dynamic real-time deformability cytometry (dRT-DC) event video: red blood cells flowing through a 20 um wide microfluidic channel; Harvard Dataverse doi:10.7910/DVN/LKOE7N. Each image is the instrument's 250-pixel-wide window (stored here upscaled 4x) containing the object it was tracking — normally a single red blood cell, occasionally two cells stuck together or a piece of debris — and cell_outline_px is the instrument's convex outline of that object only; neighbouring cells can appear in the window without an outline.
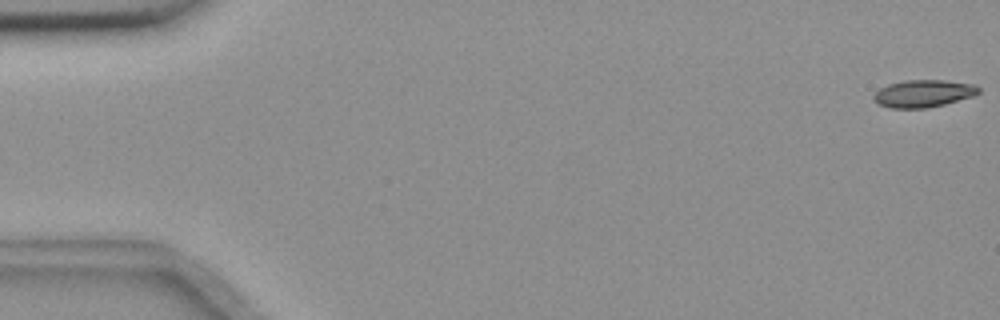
{"species": "common noctule bat (a hibernating species)", "species_latin": "Nyctalus noctula", "temperature_condition": "room temperature", "stored_images_in_passage": 56, "camera_frame_rate_fps": 3000, "um_per_image_px": 0.085, "animal": {"sex": "female", "body_mass_g": 18.4}, "frame": {"image": 1, "passage_image": 1, "time_ms": 0.0, "image_size_px": [1000, 320], "cell_outline_px": [[980, 92], [972, 96], [944, 104], [928, 108], [892, 108], [880, 104], [872, 100], [872, 96], [880, 88], [888, 84], [904, 80], [944, 80], [976, 84], [980, 88]], "centroid_in_image_um": [78.49, 7.94], "position_along_channel_um": 6.5, "area_um2": 16.76}}
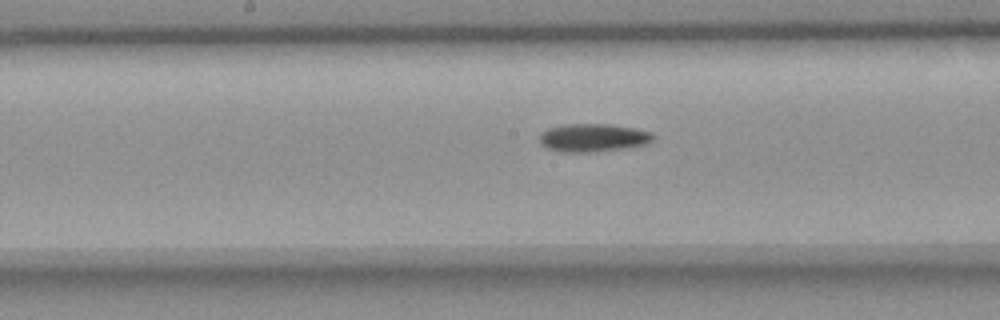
{"frame": {"image": 2, "passage_image": 29, "time_ms": 9.333, "image_size_px": [1000, 320], "cell_outline_px": [[656, 136], [648, 144], [624, 148], [596, 152], [560, 152], [548, 148], [540, 144], [540, 132], [548, 128], [564, 124], [608, 124], [632, 128], [652, 132]], "centroid_in_image_um": [50.4, 11.71], "position_along_channel_um": 197.8, "area_um2": 18.73}}
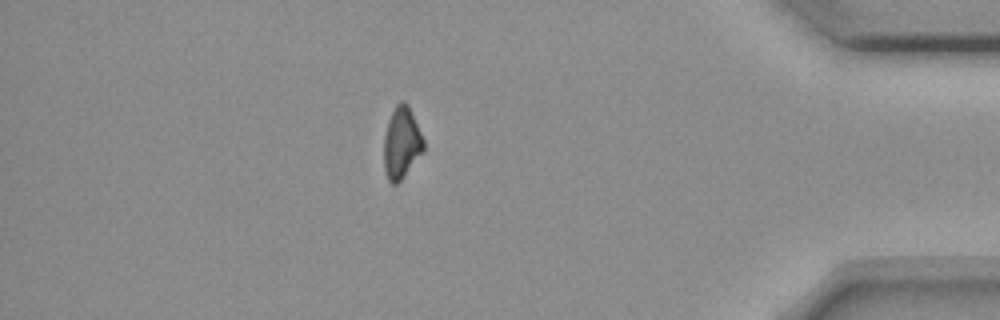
{"frame": {"image": 3, "passage_image": 49, "time_ms": 16.0, "image_size_px": [1000, 320], "cell_outline_px": [[424, 152], [404, 176], [396, 184], [392, 184], [388, 180], [384, 168], [384, 136], [388, 120], [396, 104], [400, 100], [404, 100], [408, 104], [424, 140]], "centroid_in_image_um": [34.14, 12.14], "position_along_channel_um": 401.1, "area_um2": 16.65}}